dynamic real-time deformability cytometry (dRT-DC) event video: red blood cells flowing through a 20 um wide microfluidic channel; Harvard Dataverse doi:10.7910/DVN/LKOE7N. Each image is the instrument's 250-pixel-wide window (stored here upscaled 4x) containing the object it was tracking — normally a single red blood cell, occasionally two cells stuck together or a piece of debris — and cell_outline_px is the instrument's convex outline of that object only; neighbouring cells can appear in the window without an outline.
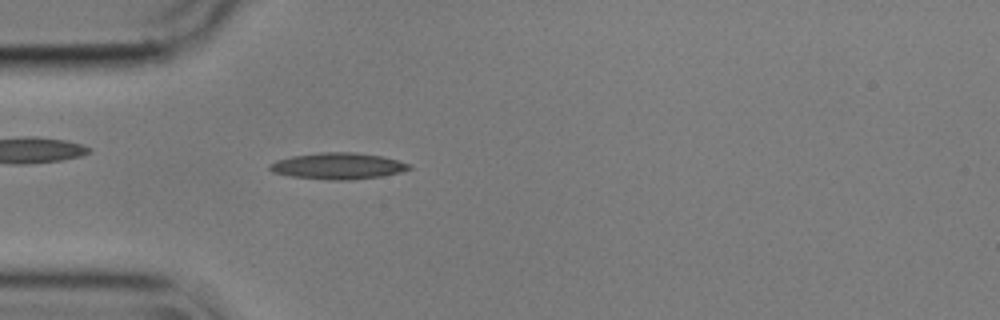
{"species": "common noctule bat (a hibernating species)", "species_latin": "Nyctalus noctula", "temperature_condition": "cold", "stored_images_in_passage": 55, "camera_frame_rate_fps": 3000, "um_per_image_px": 0.085, "animal": {"sex": "male", "body_mass_g": 17.9}, "frame": {"image": 1, "passage_image": 16, "time_ms": 5.0, "image_size_px": [1000, 320], "cell_outline_px": [[412, 168], [400, 172], [380, 176], [348, 180], [332, 180], [292, 176], [272, 172], [268, 168], [268, 164], [276, 160], [292, 156], [320, 152], [356, 152], [380, 156], [412, 164]], "centroid_in_image_um": [28.7, 14.1], "position_along_channel_um": 56.3, "area_um2": 21.33}}
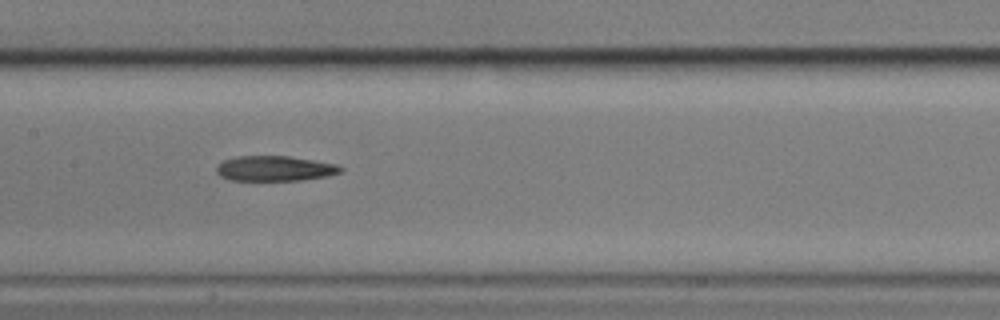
{"frame": {"image": 2, "passage_image": 27, "time_ms": 8.667, "image_size_px": [1000, 320], "cell_outline_px": [[344, 168], [340, 172], [328, 176], [300, 180], [232, 180], [220, 176], [216, 172], [216, 168], [224, 160], [236, 156], [288, 156], [336, 164]], "centroid_in_image_um": [23.35, 14.32], "position_along_channel_um": 184.0, "area_um2": 18.03}}
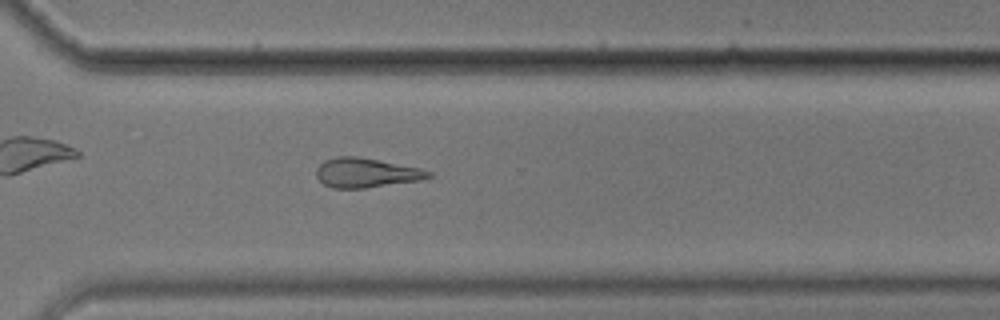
{"frame": {"image": 3, "passage_image": 40, "time_ms": 13.0, "image_size_px": [1000, 320], "cell_outline_px": [[432, 176], [420, 180], [364, 188], [332, 188], [324, 184], [316, 176], [316, 168], [324, 160], [336, 156], [356, 156], [420, 168], [432, 172]], "centroid_in_image_um": [31.09, 14.68], "position_along_channel_um": 339.5, "area_um2": 19.13}, "authors_computed_cell_mechanics": {"area_um2": 19.4208, "velocity_mm_per_s": 3.594, "shape_relaxation_time_tau1_ms": null, "shape_relaxation_time_tau2_ms": 8.3359, "deformation_change_tau1": null, "deformation_change_tau2": 0.231}}